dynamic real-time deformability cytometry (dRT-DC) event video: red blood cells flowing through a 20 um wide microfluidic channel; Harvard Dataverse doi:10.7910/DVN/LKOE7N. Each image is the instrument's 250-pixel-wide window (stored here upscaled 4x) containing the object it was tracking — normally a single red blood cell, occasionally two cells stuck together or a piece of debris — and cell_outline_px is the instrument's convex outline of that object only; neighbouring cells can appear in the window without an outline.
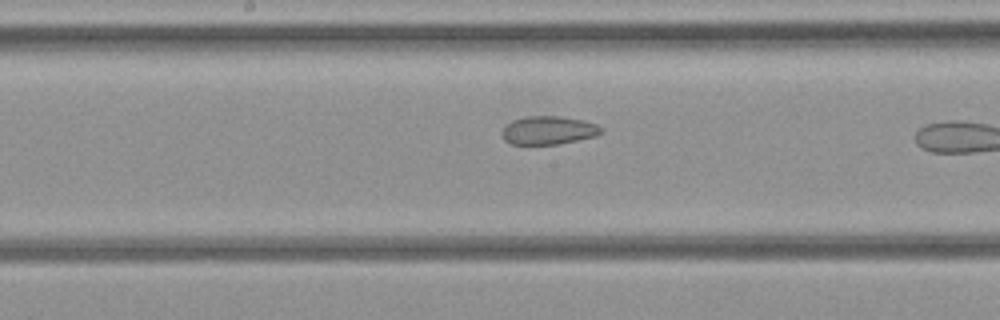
{"species": "common noctule bat (a hibernating species)", "species_latin": "Nyctalus noctula", "temperature_condition": "cold", "stored_images_in_passage": 24, "camera_frame_rate_fps": 3000, "um_per_image_px": 0.085, "animal": {"sex": "female", "body_mass_g": 21.9}, "frame": {"image": 1, "passage_image": 14, "time_ms": 4.333, "image_size_px": [1000, 320], "cell_outline_px": [[604, 132], [596, 136], [556, 144], [512, 144], [504, 140], [500, 132], [504, 124], [512, 120], [528, 116], [560, 116], [580, 120], [596, 124], [604, 128]], "centroid_in_image_um": [46.58, 11.07], "position_along_channel_um": 201.6, "area_um2": 16.47}}